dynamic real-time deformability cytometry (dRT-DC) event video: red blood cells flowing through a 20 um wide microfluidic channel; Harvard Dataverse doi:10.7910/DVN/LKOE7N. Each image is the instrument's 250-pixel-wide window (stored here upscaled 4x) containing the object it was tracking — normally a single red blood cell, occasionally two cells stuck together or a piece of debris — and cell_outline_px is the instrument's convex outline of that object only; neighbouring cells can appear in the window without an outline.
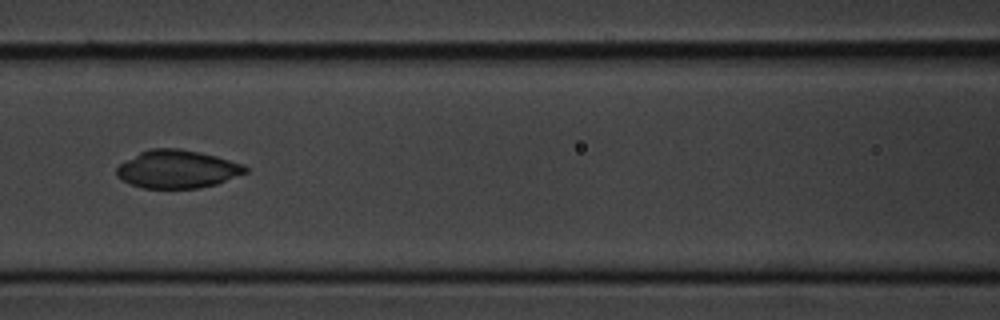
{"species": "common noctule bat (a hibernating species)", "species_latin": "Nyctalus noctula", "temperature_condition": "cold", "stored_images_in_passage": 8, "camera_frame_rate_fps": 3000, "um_per_image_px": 0.085, "animal": {"sex": "male", "body_mass_g": 20.1, "forearm_length_mm": 53.5}, "frame": {"image": 1, "passage_image": 7, "time_ms": 7.667, "image_size_px": [1000, 320], "cell_outline_px": [[248, 172], [216, 184], [200, 188], [144, 188], [132, 184], [116, 176], [116, 168], [120, 164], [140, 152], [148, 148], [180, 148], [200, 152], [216, 156], [244, 164], [248, 168]], "centroid_in_image_um": [15.09, 14.37], "position_along_channel_um": 151.5, "area_um2": 28.5}}
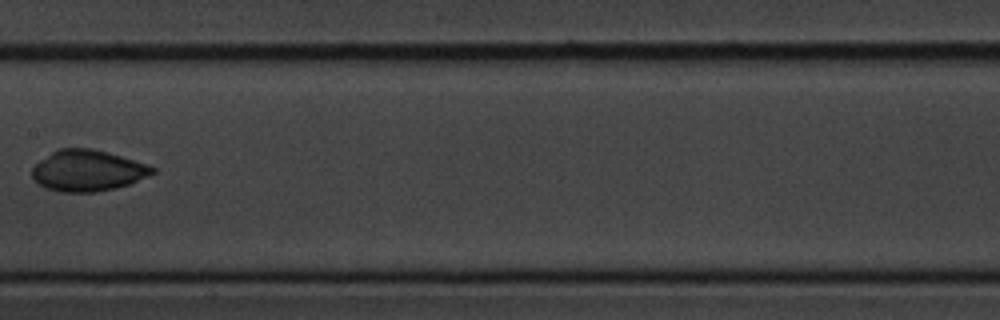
{"frame": {"image": 2, "passage_image": 8, "time_ms": 9.0, "image_size_px": [1000, 320], "cell_outline_px": [[156, 172], [148, 176], [128, 184], [116, 188], [92, 192], [64, 192], [44, 188], [32, 176], [32, 168], [40, 160], [52, 152], [60, 148], [92, 148], [108, 152], [156, 168]], "centroid_in_image_um": [7.43, 14.5], "position_along_channel_um": 200.0, "area_um2": 28.5}}